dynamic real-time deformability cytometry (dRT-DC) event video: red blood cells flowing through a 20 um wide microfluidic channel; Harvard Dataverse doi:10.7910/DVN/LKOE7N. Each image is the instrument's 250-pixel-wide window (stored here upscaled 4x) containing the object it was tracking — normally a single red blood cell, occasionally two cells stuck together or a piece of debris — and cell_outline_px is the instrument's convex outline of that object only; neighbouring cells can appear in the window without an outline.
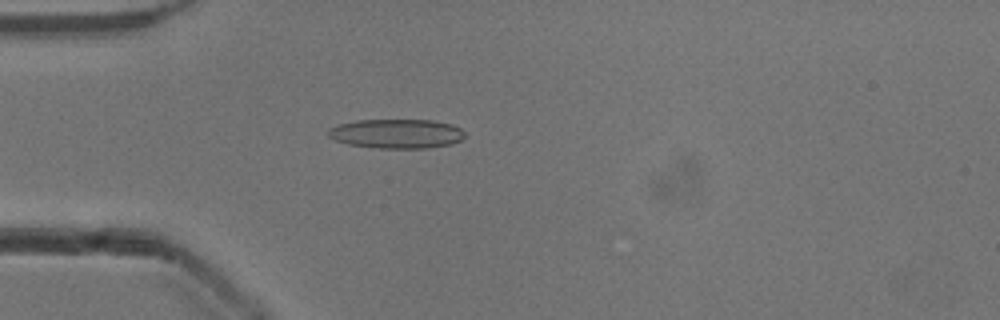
{"species": "common noctule bat (a hibernating species)", "species_latin": "Nyctalus noctula", "temperature_condition": "cold", "stored_images_in_passage": 52, "camera_frame_rate_fps": 3000, "um_per_image_px": 0.085, "animal": {"sex": "male", "body_mass_g": 13.3}, "frame": {"image": 1, "passage_image": 15, "time_ms": 4.667, "image_size_px": [1000, 320], "cell_outline_px": [[464, 136], [460, 140], [452, 144], [428, 148], [380, 148], [348, 144], [336, 140], [328, 136], [328, 128], [340, 124], [356, 120], [432, 120], [452, 124], [460, 128], [464, 132]], "centroid_in_image_um": [33.72, 11.36], "position_along_channel_um": 51.3, "area_um2": 23.29}}
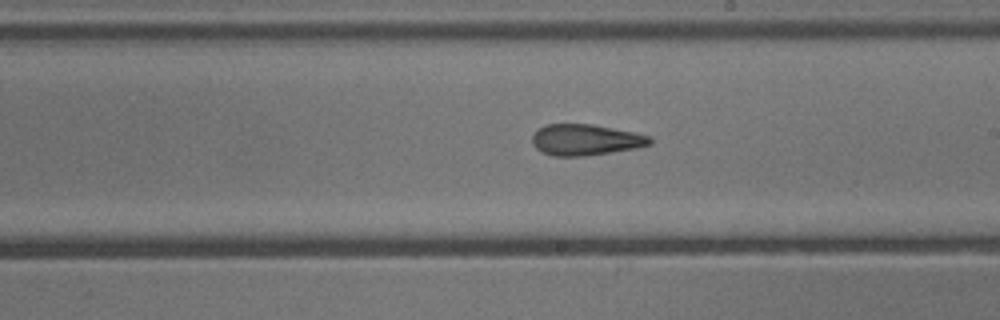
{"frame": {"image": 2, "passage_image": 30, "time_ms": 9.667, "image_size_px": [1000, 320], "cell_outline_px": [[652, 144], [636, 148], [584, 156], [552, 156], [540, 152], [532, 144], [532, 136], [536, 128], [544, 124], [592, 124], [636, 132], [652, 136]], "centroid_in_image_um": [49.75, 11.87], "position_along_channel_um": 239.2, "area_um2": 21.68}}
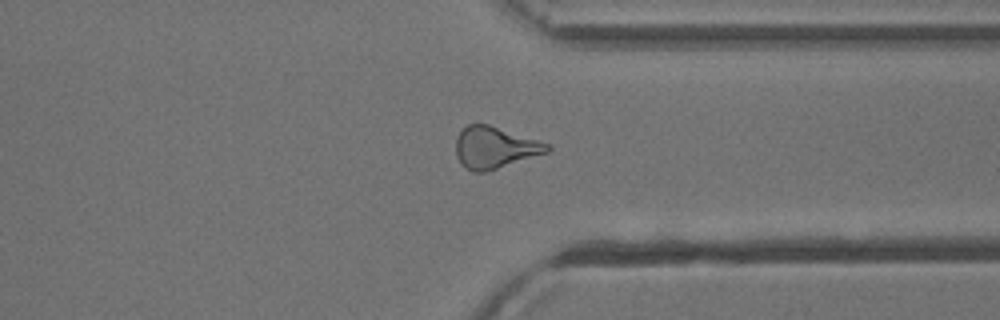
{"frame": {"image": 3, "passage_image": 40, "time_ms": 13.0, "image_size_px": [1000, 320], "cell_outline_px": [[552, 148], [548, 152], [484, 172], [472, 172], [460, 164], [456, 156], [456, 136], [468, 124], [488, 124], [552, 144]], "centroid_in_image_um": [42.06, 12.54], "position_along_channel_um": 369.3, "area_um2": 22.2}, "authors_computed_cell_mechanics": {"area_um2": 22.1085, "velocity_mm_per_s": 3.9469, "shape_relaxation_time_tau1_ms": null, "shape_relaxation_time_tau2_ms": 3.0194, "deformation_change_tau1": null, "deformation_change_tau2": 0.1361}}